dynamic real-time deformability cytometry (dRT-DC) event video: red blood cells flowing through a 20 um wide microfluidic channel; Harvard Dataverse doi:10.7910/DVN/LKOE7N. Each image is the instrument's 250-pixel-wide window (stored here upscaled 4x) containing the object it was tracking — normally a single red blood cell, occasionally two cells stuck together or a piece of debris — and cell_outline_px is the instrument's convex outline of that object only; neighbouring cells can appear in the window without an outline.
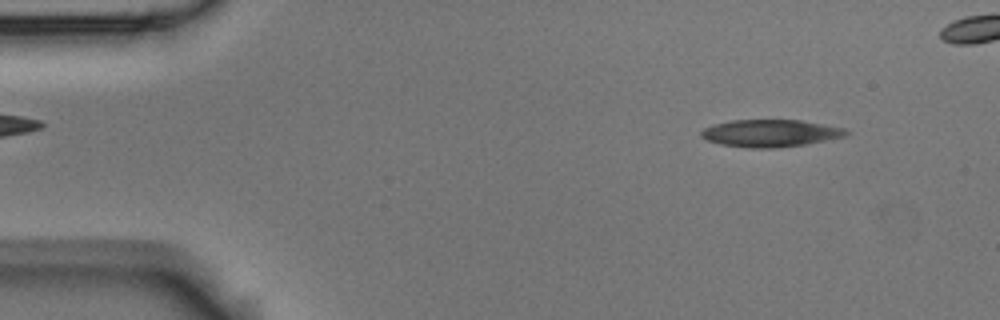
{"species": "Egyptian fruit bat (a non-hibernating species)", "species_latin": "Rousettus aegyptiacus", "temperature_condition": "room temperature", "stored_images_in_passage": 10, "camera_frame_rate_fps": 3000, "um_per_image_px": 0.085, "animal": {"sex": "male"}, "frame": {"image": 1, "passage_image": 1, "time_ms": 0.0, "image_size_px": [1000, 320], "cell_outline_px": [[848, 136], [804, 144], [772, 148], [748, 148], [720, 144], [708, 140], [700, 136], [700, 132], [704, 128], [712, 124], [732, 120], [800, 120], [844, 128], [848, 132]], "centroid_in_image_um": [65.45, 11.32], "position_along_channel_um": 19.5, "area_um2": 22.95}}
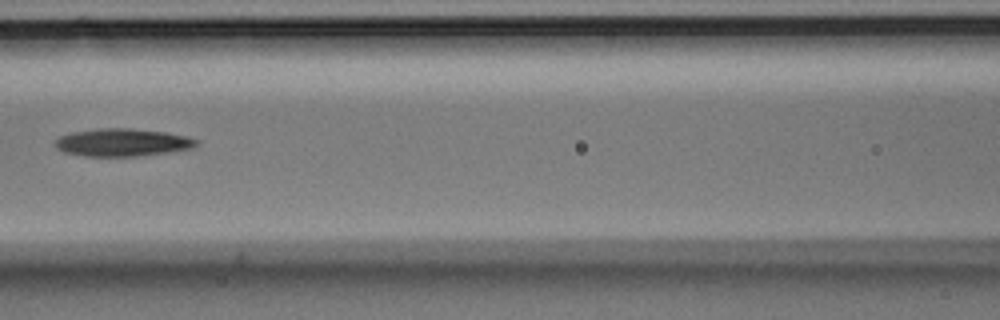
{"frame": {"image": 2, "passage_image": 6, "time_ms": 1.667, "image_size_px": [1000, 320], "cell_outline_px": [[200, 144], [192, 148], [168, 152], [136, 156], [84, 156], [64, 152], [56, 148], [56, 140], [60, 136], [72, 132], [96, 128], [128, 128], [164, 132], [188, 136], [200, 140]], "centroid_in_image_um": [10.43, 12.1], "position_along_channel_um": 156.2, "area_um2": 22.83}}
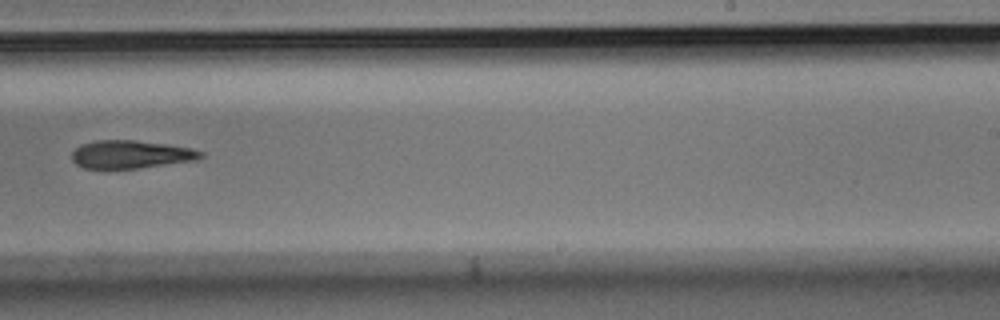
{"frame": {"image": 3, "passage_image": 9, "time_ms": 2.667, "image_size_px": [1000, 320], "cell_outline_px": [[204, 156], [196, 160], [136, 168], [84, 168], [76, 164], [72, 160], [72, 152], [80, 144], [96, 140], [136, 140], [168, 144], [192, 148], [204, 152]], "centroid_in_image_um": [11.13, 13.11], "position_along_channel_um": 277.9, "area_um2": 21.04}}